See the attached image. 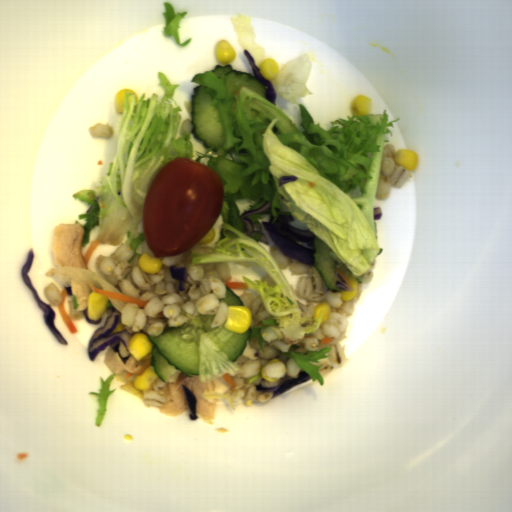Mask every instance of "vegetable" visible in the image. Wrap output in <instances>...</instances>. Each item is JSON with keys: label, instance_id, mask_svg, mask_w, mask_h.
<instances>
[{"label": "vegetable", "instance_id": "6", "mask_svg": "<svg viewBox=\"0 0 512 512\" xmlns=\"http://www.w3.org/2000/svg\"><path fill=\"white\" fill-rule=\"evenodd\" d=\"M59 277H63L66 279H70L73 281L80 282L89 286V283L92 284L98 290H109L118 294L122 293L110 282L102 278L99 274L94 271H91L87 268L80 267H58L53 270H50ZM90 287V286H89Z\"/></svg>", "mask_w": 512, "mask_h": 512}, {"label": "vegetable", "instance_id": "5", "mask_svg": "<svg viewBox=\"0 0 512 512\" xmlns=\"http://www.w3.org/2000/svg\"><path fill=\"white\" fill-rule=\"evenodd\" d=\"M332 351V347H324L320 350H306L304 353H297L295 351H289L288 353H282L284 357L294 359L296 365L306 373L309 374L310 379L317 381L322 386L325 384L324 377L319 373V368L322 365H313L310 362L319 363V359H326L331 355L326 353Z\"/></svg>", "mask_w": 512, "mask_h": 512}, {"label": "vegetable", "instance_id": "1", "mask_svg": "<svg viewBox=\"0 0 512 512\" xmlns=\"http://www.w3.org/2000/svg\"><path fill=\"white\" fill-rule=\"evenodd\" d=\"M311 59L306 53L279 68L275 79L269 80L277 96L296 104L300 130L273 102L256 91L242 86L229 91L223 74L211 71L196 73L190 82L203 86L209 94L208 106H216L224 143L208 147L205 153L195 150L196 162L212 167L223 182V223L219 239L209 253L190 250V266L228 262H253L264 270L275 285L267 280L249 279L243 283L256 290L264 309L271 317L262 319V326H251L249 344L265 349L261 329L270 328L278 340L287 344L304 341L305 333H314L322 324L318 318L302 316L291 286L275 258L258 242L263 226L259 219L272 214V224L280 215L292 216L314 233L352 276L361 277L372 267L380 249L374 203L379 185L386 134L393 137L395 123L389 121L385 108L381 114L347 116L334 119L324 130L299 98L314 95L307 86L311 76ZM299 177L280 187L281 176ZM266 201L270 207L252 215L258 235L251 238L240 215L254 210ZM277 340V341H278Z\"/></svg>", "mask_w": 512, "mask_h": 512}, {"label": "vegetable", "instance_id": "3", "mask_svg": "<svg viewBox=\"0 0 512 512\" xmlns=\"http://www.w3.org/2000/svg\"><path fill=\"white\" fill-rule=\"evenodd\" d=\"M244 370L232 361L206 334L200 333L198 343V377L201 383L215 381L225 374L233 377Z\"/></svg>", "mask_w": 512, "mask_h": 512}, {"label": "vegetable", "instance_id": "11", "mask_svg": "<svg viewBox=\"0 0 512 512\" xmlns=\"http://www.w3.org/2000/svg\"><path fill=\"white\" fill-rule=\"evenodd\" d=\"M183 103H184V106L186 107V109L188 110L190 116H192V113H191L192 100L191 101H183Z\"/></svg>", "mask_w": 512, "mask_h": 512}, {"label": "vegetable", "instance_id": "10", "mask_svg": "<svg viewBox=\"0 0 512 512\" xmlns=\"http://www.w3.org/2000/svg\"><path fill=\"white\" fill-rule=\"evenodd\" d=\"M109 299V298H108ZM111 305L117 310V311H122V309L126 306L127 302H122V301H117V300H113V299H109Z\"/></svg>", "mask_w": 512, "mask_h": 512}, {"label": "vegetable", "instance_id": "9", "mask_svg": "<svg viewBox=\"0 0 512 512\" xmlns=\"http://www.w3.org/2000/svg\"><path fill=\"white\" fill-rule=\"evenodd\" d=\"M201 398L210 399V400L226 399L228 402L229 408L232 409L233 411H236L232 400L230 399L229 396H227L224 393L213 392L211 390L204 389L203 393H201Z\"/></svg>", "mask_w": 512, "mask_h": 512}, {"label": "vegetable", "instance_id": "12", "mask_svg": "<svg viewBox=\"0 0 512 512\" xmlns=\"http://www.w3.org/2000/svg\"><path fill=\"white\" fill-rule=\"evenodd\" d=\"M258 378H259V373L256 374L255 376L251 377L250 379H248L245 382H246V384H253Z\"/></svg>", "mask_w": 512, "mask_h": 512}, {"label": "vegetable", "instance_id": "2", "mask_svg": "<svg viewBox=\"0 0 512 512\" xmlns=\"http://www.w3.org/2000/svg\"><path fill=\"white\" fill-rule=\"evenodd\" d=\"M159 86L164 94L145 92L137 95L125 91L124 107L121 112L115 156L109 163L101 185L94 189L77 191L71 197L86 202V212L78 214L74 221L84 229L81 246L90 243V232L96 227L99 244L118 245L126 236L125 244L133 249L131 263L139 246L146 240L139 231L143 219L144 202L148 189L162 167L171 159L188 157L192 160L193 144L191 135L182 128V108L174 101L175 90L181 85L157 71ZM132 96L129 105V97ZM79 220L86 221L80 224Z\"/></svg>", "mask_w": 512, "mask_h": 512}, {"label": "vegetable", "instance_id": "8", "mask_svg": "<svg viewBox=\"0 0 512 512\" xmlns=\"http://www.w3.org/2000/svg\"><path fill=\"white\" fill-rule=\"evenodd\" d=\"M114 375H110L106 380L100 376V389L98 392H88L89 395L94 396L97 399L98 409L96 415L95 425L96 427H100L103 423L104 416L106 413L107 400L109 396L112 394L116 388L110 390V385L114 379Z\"/></svg>", "mask_w": 512, "mask_h": 512}, {"label": "vegetable", "instance_id": "7", "mask_svg": "<svg viewBox=\"0 0 512 512\" xmlns=\"http://www.w3.org/2000/svg\"><path fill=\"white\" fill-rule=\"evenodd\" d=\"M165 11H163V19L165 21V24L162 29L163 36L172 37L175 44H177L180 47L187 46L191 39H187L183 43L180 40V34H179V23L180 21L187 15V11L178 12L176 13L174 7L171 3H162Z\"/></svg>", "mask_w": 512, "mask_h": 512}, {"label": "vegetable", "instance_id": "4", "mask_svg": "<svg viewBox=\"0 0 512 512\" xmlns=\"http://www.w3.org/2000/svg\"><path fill=\"white\" fill-rule=\"evenodd\" d=\"M236 41L241 50H247L258 67L266 60V51L255 41L256 31L252 25V16L239 14L237 17H230Z\"/></svg>", "mask_w": 512, "mask_h": 512}]
</instances>
